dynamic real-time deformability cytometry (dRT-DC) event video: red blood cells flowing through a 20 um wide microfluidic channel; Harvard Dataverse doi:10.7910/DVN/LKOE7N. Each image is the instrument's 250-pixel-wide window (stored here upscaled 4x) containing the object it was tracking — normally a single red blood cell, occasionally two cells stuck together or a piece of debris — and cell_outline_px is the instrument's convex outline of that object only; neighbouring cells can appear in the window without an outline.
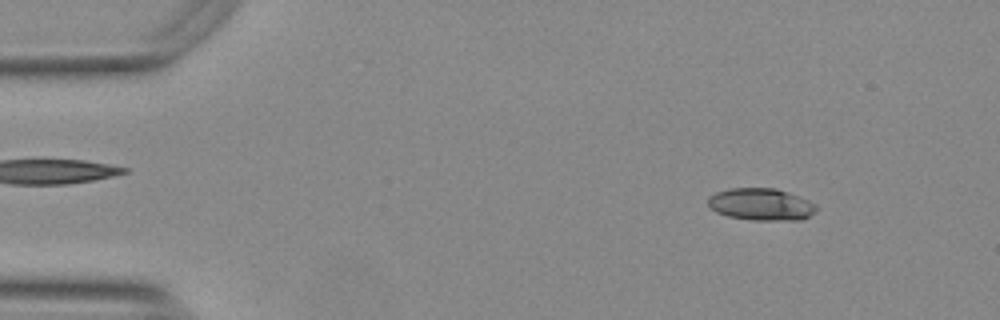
{"species": "Egyptian fruit bat (a non-hibernating species)", "species_latin": "Rousettus aegyptiacus", "temperature_condition": "warm", "stored_images_in_passage": 53, "camera_frame_rate_fps": 3000, "um_per_image_px": 0.085, "animal": {"sex": "female"}, "frame": {"image": 1, "passage_image": 6, "time_ms": 1.667, "image_size_px": [1000, 320], "cell_outline_px": [[816, 208], [808, 216], [800, 220], [752, 220], [728, 216], [716, 212], [708, 204], [708, 196], [716, 192], [728, 188], [776, 188], [800, 196], [816, 204]], "centroid_in_image_um": [64.67, 17.36], "position_along_channel_um": 20.3, "area_um2": 20.23}}
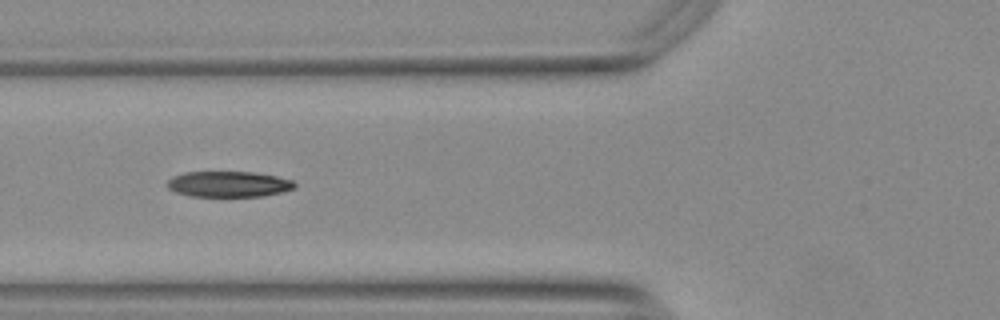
{"frame": {"image": 2, "passage_image": 20, "time_ms": 6.333, "image_size_px": [1000, 320], "cell_outline_px": [[296, 188], [264, 196], [188, 196], [176, 192], [168, 188], [168, 180], [172, 176], [184, 172], [252, 172], [276, 176], [292, 180], [296, 184]], "centroid_in_image_um": [19.43, 15.65], "position_along_channel_um": 106.4, "area_um2": 19.07}}
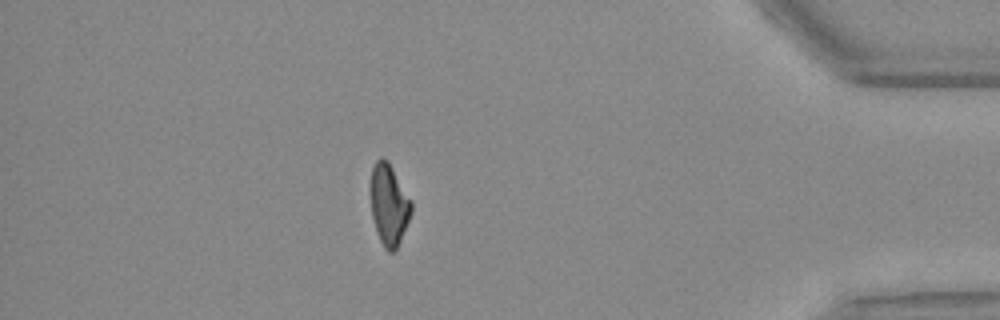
{"frame": {"image": 3, "passage_image": 47, "time_ms": 15.333, "image_size_px": [1000, 320], "cell_outline_px": [[412, 212], [400, 240], [396, 248], [392, 252], [388, 252], [384, 248], [380, 240], [372, 216], [372, 168], [376, 160], [380, 156], [388, 160], [412, 200]], "centroid_in_image_um": [33.09, 17.37], "position_along_channel_um": 402.1, "area_um2": 18.96}, "authors_computed_cell_mechanics": {"area_um2": 19.941, "velocity_mm_per_s": 3.7565, "shape_relaxation_time_tau1_ms": 4.9818, "shape_relaxation_time_tau2_ms": 2.9344, "deformation_change_tau1": 0.1817, "deformation_change_tau2": 0.0951}}